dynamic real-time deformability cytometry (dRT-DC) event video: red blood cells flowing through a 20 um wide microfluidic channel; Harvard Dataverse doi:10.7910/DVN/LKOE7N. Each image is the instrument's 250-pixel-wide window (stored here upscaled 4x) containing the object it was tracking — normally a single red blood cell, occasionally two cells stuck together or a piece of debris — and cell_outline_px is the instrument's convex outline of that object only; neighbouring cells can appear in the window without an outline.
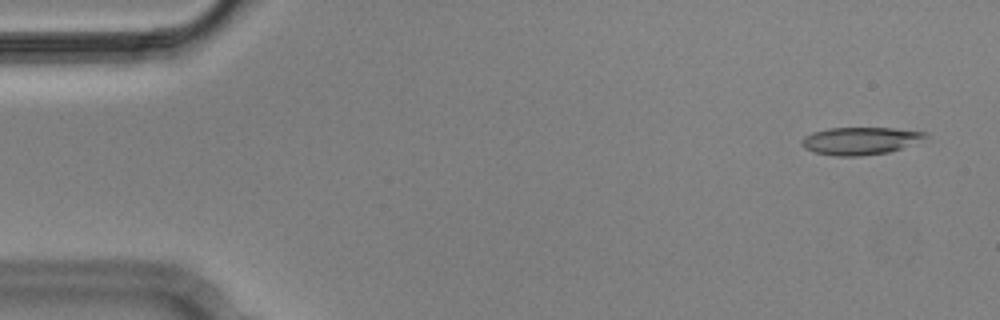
{"species": "Egyptian fruit bat (a non-hibernating species)", "species_latin": "Rousettus aegyptiacus", "temperature_condition": "cold", "stored_images_in_passage": 6, "camera_frame_rate_fps": 3000, "um_per_image_px": 0.085, "animal": {"sex": "male"}, "frame": {"image": 1, "passage_image": 1, "time_ms": 0.0, "image_size_px": [1000, 320], "cell_outline_px": [[928, 136], [900, 148], [888, 152], [860, 156], [836, 156], [812, 152], [804, 148], [800, 144], [800, 140], [804, 136], [812, 132], [828, 128], [892, 128], [928, 132]], "centroid_in_image_um": [73.03, 11.97], "position_along_channel_um": 12.0, "area_um2": 19.77}}
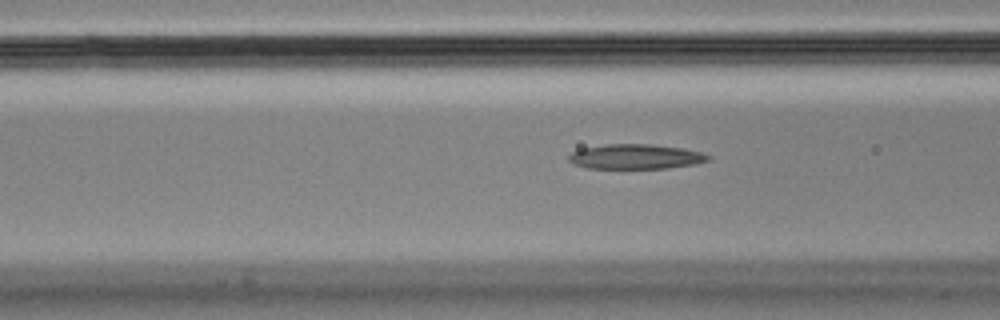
{"frame": {"image": 2, "passage_image": 6, "time_ms": 1.667, "image_size_px": [1000, 320], "cell_outline_px": [[712, 160], [696, 164], [668, 168], [588, 168], [572, 164], [568, 160], [568, 156], [572, 152], [580, 148], [604, 144], [648, 144], [680, 148], [700, 152], [712, 156]], "centroid_in_image_um": [54.01, 13.31], "position_along_channel_um": 112.6, "area_um2": 20.29}}